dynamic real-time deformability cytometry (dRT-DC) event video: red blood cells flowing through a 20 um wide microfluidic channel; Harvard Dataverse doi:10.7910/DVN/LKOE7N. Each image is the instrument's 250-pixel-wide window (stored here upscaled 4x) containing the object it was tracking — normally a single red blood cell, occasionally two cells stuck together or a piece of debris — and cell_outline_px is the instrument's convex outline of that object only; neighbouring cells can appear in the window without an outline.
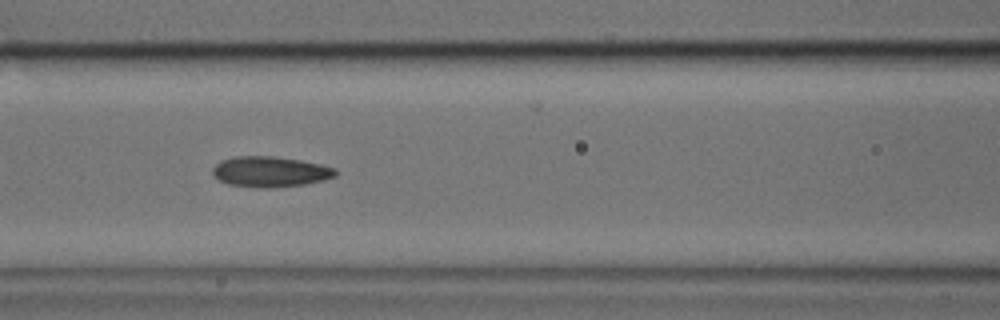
{"species": "common noctule bat (a hibernating species)", "species_latin": "Nyctalus noctula", "temperature_condition": "cold", "stored_images_in_passage": 39, "camera_frame_rate_fps": 3000, "um_per_image_px": 0.085, "animal": {"sex": "male", "body_mass_g": 17.9, "forearm_length_mm": 54.2}, "frame": {"image": 1, "passage_image": 17, "time_ms": 5.333, "image_size_px": [1000, 320], "cell_outline_px": [[336, 176], [324, 180], [304, 184], [268, 188], [256, 188], [228, 184], [220, 180], [212, 172], [212, 168], [220, 160], [232, 156], [272, 156], [300, 160], [320, 164], [336, 168]], "centroid_in_image_um": [22.95, 14.59], "position_along_channel_um": 143.6, "area_um2": 21.91}}
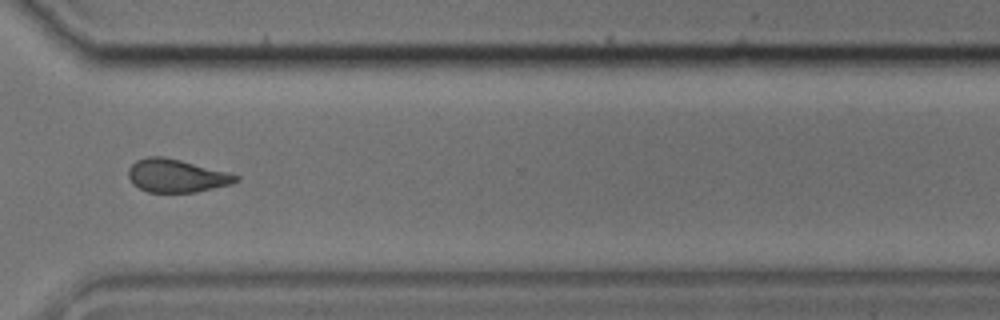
{"frame": {"image": 2, "passage_image": 33, "time_ms": 10.667, "image_size_px": [1000, 320], "cell_outline_px": [[240, 180], [232, 184], [196, 192], [148, 192], [132, 184], [128, 176], [128, 168], [136, 160], [148, 156], [164, 156], [180, 160], [240, 176]], "centroid_in_image_um": [14.97, 14.94], "position_along_channel_um": 355.6, "area_um2": 20.63}}